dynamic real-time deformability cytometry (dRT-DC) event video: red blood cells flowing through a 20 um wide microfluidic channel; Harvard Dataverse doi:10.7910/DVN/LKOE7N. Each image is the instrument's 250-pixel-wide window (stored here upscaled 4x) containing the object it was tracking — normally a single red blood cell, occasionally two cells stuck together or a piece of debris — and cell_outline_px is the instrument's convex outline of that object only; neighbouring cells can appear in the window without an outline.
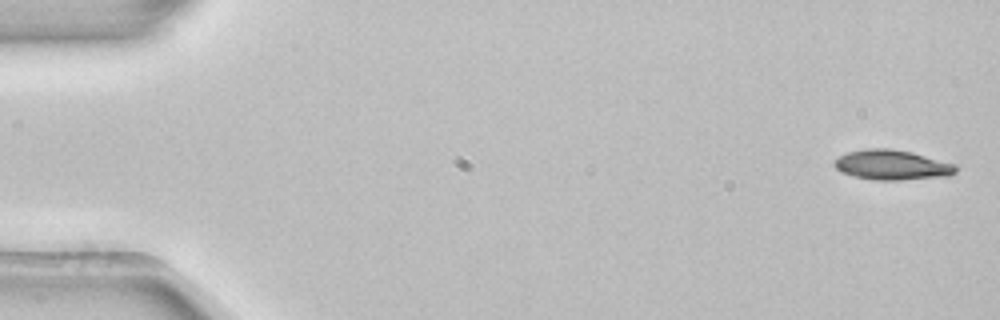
{"species": "common noctule bat (a hibernating species)", "species_latin": "Nyctalus noctula", "temperature_condition": "room temperature", "stored_images_in_passage": 4, "segment_of_instrument_passage": [2, 2], "camera_frame_rate_fps": 3000, "um_per_image_px": 0.085, "animal": {"sex": "female", "body_mass_g": 22.7, "forearm_length_mm": 54.2}, "frame": {"image": 1, "passage_image": 4, "time_ms": 1.0, "image_size_px": [1000, 320], "cell_outline_px": [[956, 172], [948, 176], [900, 180], [872, 180], [840, 172], [832, 164], [840, 156], [848, 152], [864, 148], [892, 148], [912, 152], [956, 164]], "centroid_in_image_um": [75.82, 14.01], "position_along_channel_um": 9.2, "area_um2": 21.27}}